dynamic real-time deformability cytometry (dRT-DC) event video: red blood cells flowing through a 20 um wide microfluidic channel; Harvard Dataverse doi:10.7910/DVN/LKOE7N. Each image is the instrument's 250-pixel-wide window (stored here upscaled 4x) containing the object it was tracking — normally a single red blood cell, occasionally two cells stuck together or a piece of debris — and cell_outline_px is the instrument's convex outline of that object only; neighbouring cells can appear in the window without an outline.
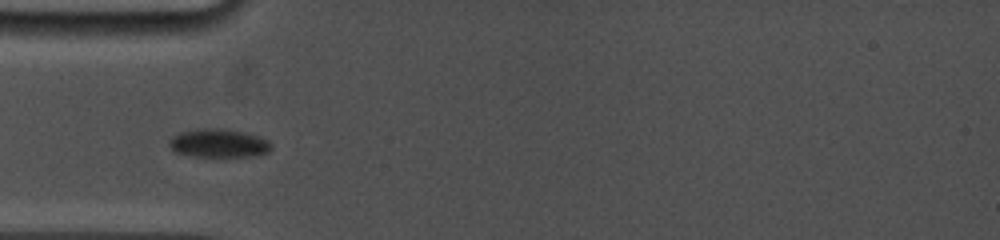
{"species": "common noctule bat (a hibernating species)", "species_latin": "Nyctalus noctula", "temperature_condition": "cold", "stored_images_in_passage": 78, "camera_frame_rate_fps": 5000, "um_per_image_px": 0.085, "animal": {"sex": "female", "body_mass_g": 19.0, "forearm_length_mm": 53.3}, "frame": {"image": 1, "passage_image": 1, "time_ms": 0.0, "image_size_px": [1000, 240], "cell_outline_px": [[272, 148], [268, 152], [248, 156], [192, 156], [176, 152], [168, 144], [168, 140], [172, 136], [180, 132], [196, 128], [216, 128], [240, 132], [260, 136], [268, 140], [272, 144]], "centroid_in_image_um": [18.56, 12.16], "position_along_channel_um": 66.4, "area_um2": 16.82}}
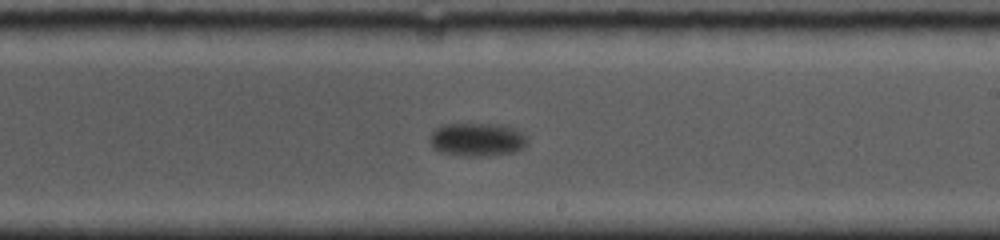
{"frame": {"image": 2, "passage_image": 34, "time_ms": 5.2, "image_size_px": [1000, 240], "cell_outline_px": [[528, 140], [524, 148], [512, 152], [488, 156], [460, 156], [440, 152], [432, 148], [428, 140], [432, 132], [440, 124], [508, 124], [520, 132]], "centroid_in_image_um": [40.52, 11.86], "position_along_channel_um": 248.5, "area_um2": 19.31}}
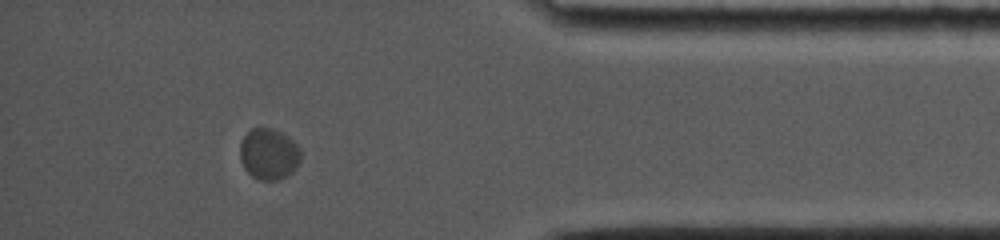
{"frame": {"image": 3, "passage_image": 68, "time_ms": 10.4, "image_size_px": [1000, 240], "cell_outline_px": [[300, 164], [292, 172], [276, 180], [260, 180], [252, 176], [244, 168], [240, 160], [240, 144], [244, 136], [252, 128], [272, 128], [288, 136], [300, 148]], "centroid_in_image_um": [22.85, 13.09], "position_along_channel_um": 412.4, "area_um2": 18.09}, "authors_computed_cell_mechanics": {"area_um2": 18.1203, "velocity_mm_per_s": 3.5141, "shape_relaxation_time_tau1_ms": 1.5304, "shape_relaxation_time_tau2_ms": null, "deformation_change_tau1": 0.0511, "deformation_change_tau2": null}}